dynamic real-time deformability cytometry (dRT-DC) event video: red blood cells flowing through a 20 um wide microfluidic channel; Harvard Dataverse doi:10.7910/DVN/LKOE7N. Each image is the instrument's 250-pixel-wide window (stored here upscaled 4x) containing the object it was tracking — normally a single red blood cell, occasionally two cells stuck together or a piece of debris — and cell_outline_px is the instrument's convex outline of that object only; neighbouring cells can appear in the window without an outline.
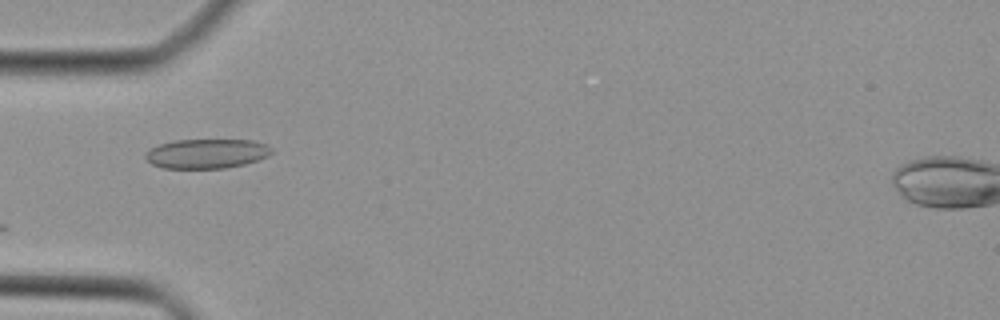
{"species": "Egyptian fruit bat (a non-hibernating species)", "species_latin": "Rousettus aegyptiacus", "temperature_condition": "cold", "stored_images_in_passage": 32, "camera_frame_rate_fps": 3000, "um_per_image_px": 0.085, "animal": {"sex": "female"}, "frame": {"image": 1, "passage_image": 2, "time_ms": 0.333, "image_size_px": [1000, 320], "cell_outline_px": [[272, 152], [268, 156], [244, 164], [224, 168], [164, 168], [152, 164], [144, 160], [144, 152], [160, 144], [176, 140], [252, 140], [268, 144], [272, 148]], "centroid_in_image_um": [17.55, 13.05], "position_along_channel_um": 67.5, "area_um2": 21.73}}
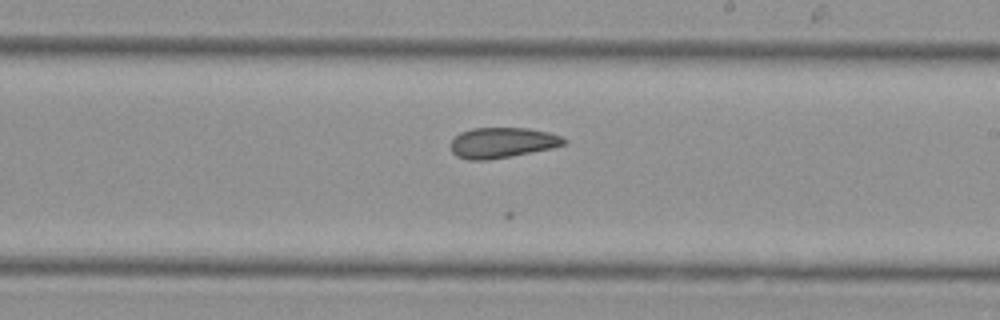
{"frame": {"image": 2, "passage_image": 14, "time_ms": 4.333, "image_size_px": [1000, 320], "cell_outline_px": [[568, 140], [564, 144], [552, 148], [512, 156], [488, 160], [468, 160], [456, 156], [452, 152], [452, 140], [460, 132], [472, 128], [528, 128], [548, 132], [560, 136]], "centroid_in_image_um": [42.69, 12.13], "position_along_channel_um": 246.3, "area_um2": 20.06}}
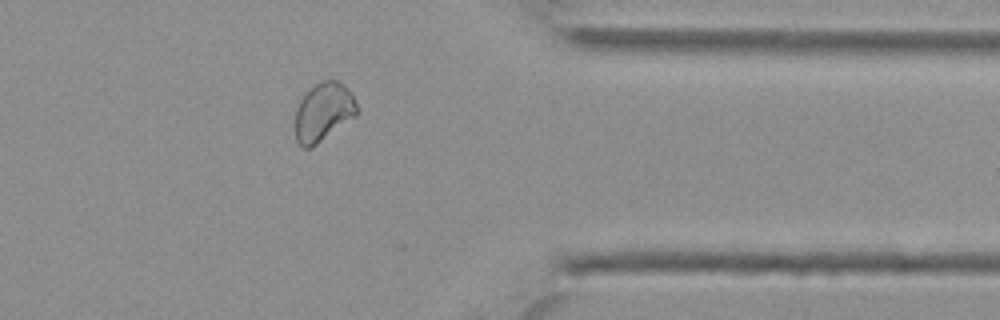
{"frame": {"image": 3, "passage_image": 24, "time_ms": 7.667, "image_size_px": [1000, 320], "cell_outline_px": [[360, 112], [356, 116], [316, 144], [308, 148], [304, 148], [296, 140], [296, 108], [304, 92], [308, 88], [320, 80], [336, 80], [344, 84], [352, 92], [360, 108]], "centroid_in_image_um": [27.53, 9.46], "position_along_channel_um": 383.9, "area_um2": 21.39}}